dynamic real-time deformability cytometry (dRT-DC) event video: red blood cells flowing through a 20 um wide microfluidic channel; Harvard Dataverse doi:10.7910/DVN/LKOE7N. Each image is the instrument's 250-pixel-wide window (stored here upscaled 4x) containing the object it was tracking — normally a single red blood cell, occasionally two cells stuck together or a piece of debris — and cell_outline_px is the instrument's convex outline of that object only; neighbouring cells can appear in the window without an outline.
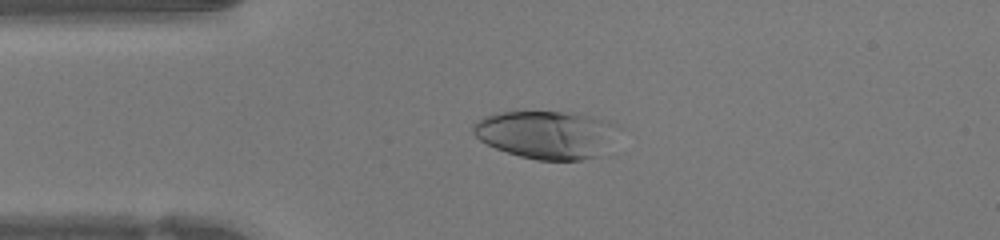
{"species": "human", "species_latin": "Homo sapiens", "temperature_condition": "warm", "stored_images_in_passage": 48, "camera_frame_rate_fps": 3000, "um_per_image_px": 0.085, "donor": {"sex": "female"}, "frame": {"image": 1, "passage_image": 11, "time_ms": 3.333, "image_size_px": [1000, 240], "cell_outline_px": [[616, 128], [596, 156], [580, 160], [536, 160], [520, 156], [496, 148], [480, 140], [472, 132], [472, 124], [476, 120], [484, 116], [496, 112], [576, 112], [608, 120], [616, 124]], "centroid_in_image_um": [46.33, 11.41], "position_along_channel_um": 38.7, "area_um2": 39.94}}
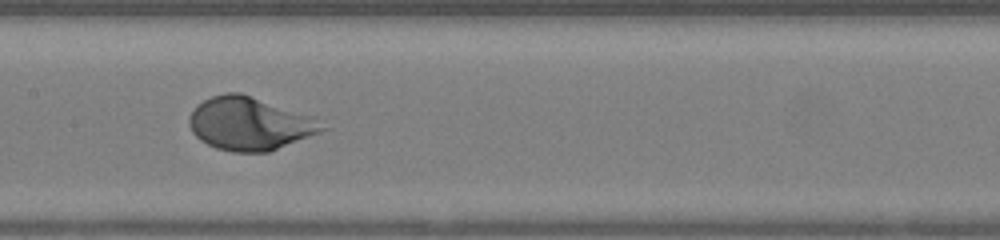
{"frame": {"image": 2, "passage_image": 23, "time_ms": 7.333, "image_size_px": [1000, 240], "cell_outline_px": [[328, 128], [320, 132], [268, 152], [232, 152], [216, 148], [200, 140], [192, 132], [188, 124], [188, 116], [204, 100], [212, 96], [224, 92], [240, 92], [312, 116]], "centroid_in_image_um": [21.19, 10.51], "position_along_channel_um": 186.2, "area_um2": 40.81}}
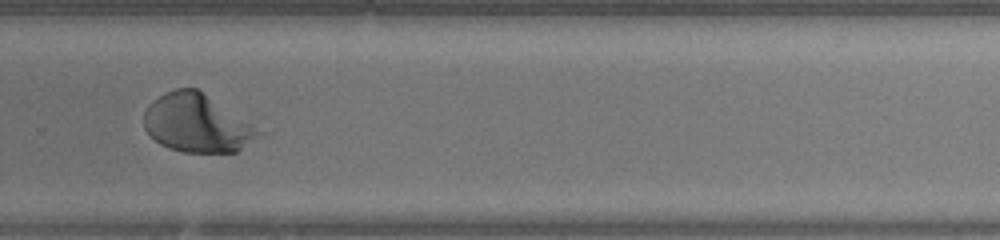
{"frame": {"image": 3, "passage_image": 32, "time_ms": 10.333, "image_size_px": [1000, 240], "cell_outline_px": [[268, 132], [236, 152], [184, 152], [168, 148], [160, 144], [144, 128], [144, 112], [148, 104], [152, 100], [164, 92], [176, 88], [196, 88]], "centroid_in_image_um": [16.79, 10.47], "position_along_channel_um": 313.0, "area_um2": 39.3}}